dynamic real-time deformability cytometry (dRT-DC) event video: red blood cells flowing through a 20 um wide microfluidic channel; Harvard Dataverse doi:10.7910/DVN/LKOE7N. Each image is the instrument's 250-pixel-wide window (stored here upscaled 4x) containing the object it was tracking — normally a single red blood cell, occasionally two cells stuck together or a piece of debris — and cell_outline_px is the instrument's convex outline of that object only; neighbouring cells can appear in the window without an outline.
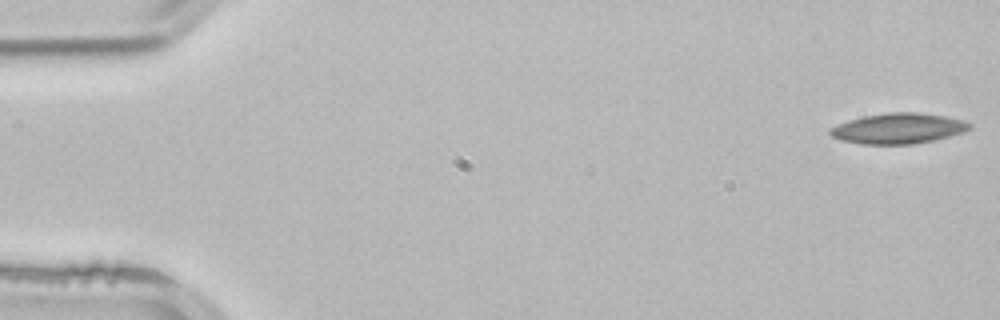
{"species": "common noctule bat (a hibernating species)", "species_latin": "Nyctalus noctula", "temperature_condition": "room temperature", "stored_images_in_passage": 53, "camera_frame_rate_fps": 3000, "um_per_image_px": 0.085, "animal": {"sex": "male", "body_mass_g": 21.5, "forearm_length_mm": 52.0}, "frame": {"image": 1, "passage_image": 1, "time_ms": 0.0, "image_size_px": [1000, 320], "cell_outline_px": [[972, 128], [964, 132], [932, 140], [912, 144], [864, 144], [840, 140], [832, 136], [828, 132], [832, 128], [848, 120], [864, 116], [888, 112], [916, 112], [944, 116], [964, 120], [972, 124]], "centroid_in_image_um": [76.38, 10.91], "position_along_channel_um": 8.6, "area_um2": 24.57}}
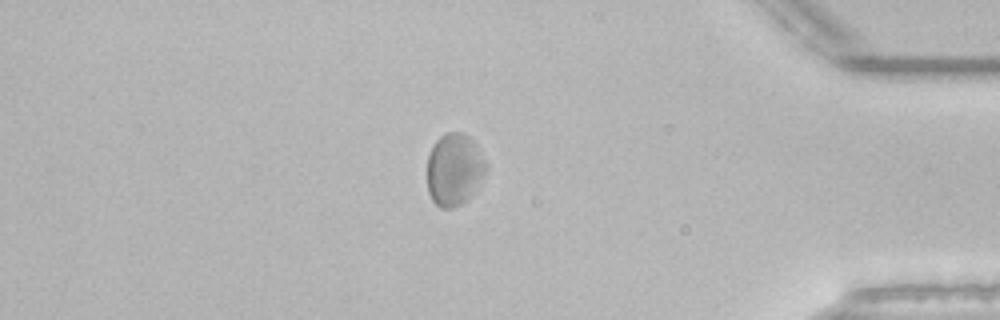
{"frame": {"image": 2, "passage_image": 45, "time_ms": 14.667, "image_size_px": [1000, 320], "cell_outline_px": [[488, 168], [472, 192], [460, 204], [452, 208], [440, 208], [432, 200], [428, 192], [428, 156], [436, 140], [440, 136], [448, 132], [460, 132], [468, 136], [476, 144], [488, 164]], "centroid_in_image_um": [38.61, 14.38], "position_along_channel_um": 396.6, "area_um2": 24.45}}
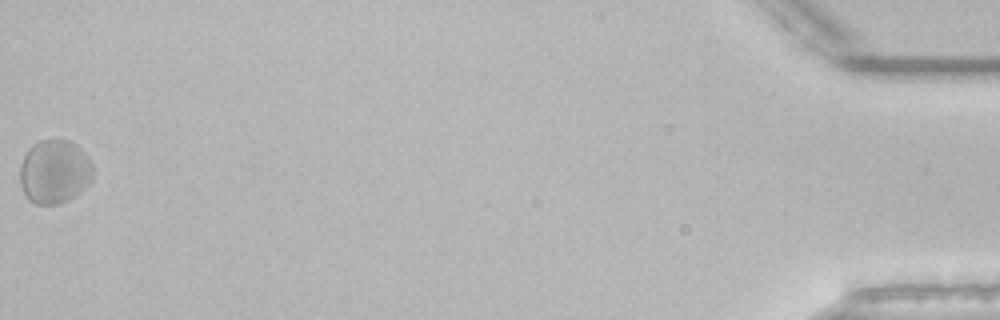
{"frame": {"image": 3, "passage_image": 53, "time_ms": 17.333, "image_size_px": [1000, 320], "cell_outline_px": [[92, 180], [68, 200], [56, 204], [36, 204], [24, 192], [20, 184], [20, 164], [28, 148], [40, 140], [72, 140], [80, 148], [92, 164]], "centroid_in_image_um": [4.62, 14.56], "position_along_channel_um": 430.6, "area_um2": 26.82}}